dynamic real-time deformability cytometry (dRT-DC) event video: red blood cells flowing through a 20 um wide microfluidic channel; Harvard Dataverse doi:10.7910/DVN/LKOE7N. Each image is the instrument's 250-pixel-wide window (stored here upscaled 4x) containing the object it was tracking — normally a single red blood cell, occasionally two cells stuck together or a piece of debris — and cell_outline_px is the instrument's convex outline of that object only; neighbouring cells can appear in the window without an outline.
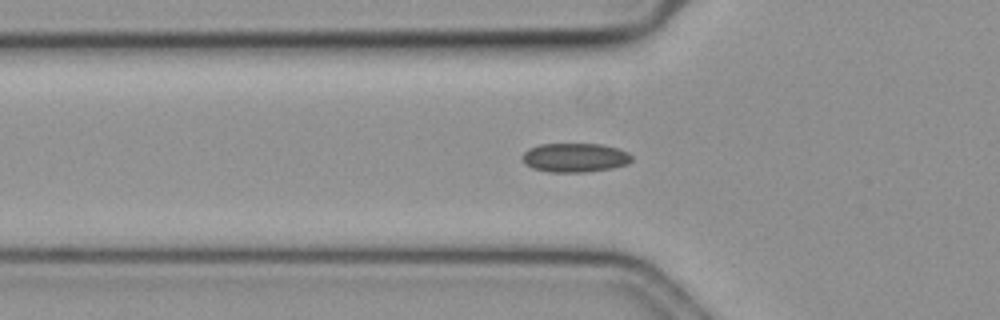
{"species": "common noctule bat (a hibernating species)", "species_latin": "Nyctalus noctula", "temperature_condition": "cold", "stored_images_in_passage": 19, "camera_frame_rate_fps": 3000, "um_per_image_px": 0.085, "animal": {"sex": "female", "body_mass_g": 19.3, "forearm_length_mm": 54.1}, "frame": {"image": 1, "passage_image": 7, "time_ms": 2.0, "image_size_px": [1000, 320], "cell_outline_px": [[632, 160], [628, 164], [612, 168], [584, 172], [548, 172], [532, 168], [524, 164], [520, 156], [528, 148], [540, 144], [600, 144], [616, 148], [628, 152], [632, 156]], "centroid_in_image_um": [48.83, 13.4], "position_along_channel_um": 77.0, "area_um2": 18.67}}
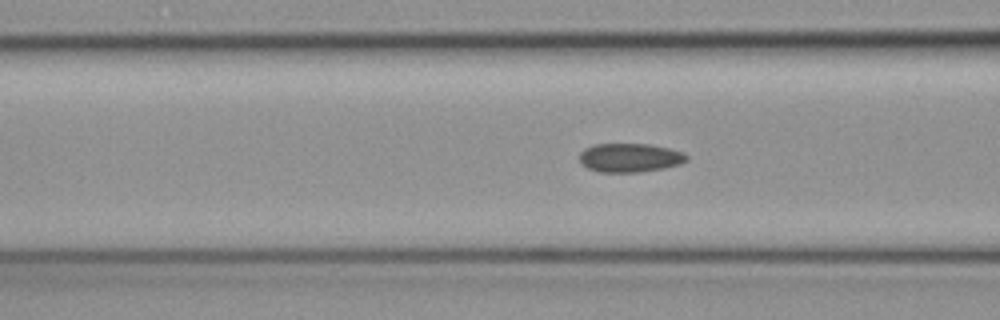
{"frame": {"image": 2, "passage_image": 10, "time_ms": 3.0, "image_size_px": [1000, 320], "cell_outline_px": [[688, 160], [680, 164], [664, 168], [640, 172], [596, 172], [580, 164], [580, 152], [584, 148], [592, 144], [648, 144], [668, 148], [680, 152], [688, 156]], "centroid_in_image_um": [53.49, 13.41], "position_along_channel_um": 113.1, "area_um2": 18.09}}
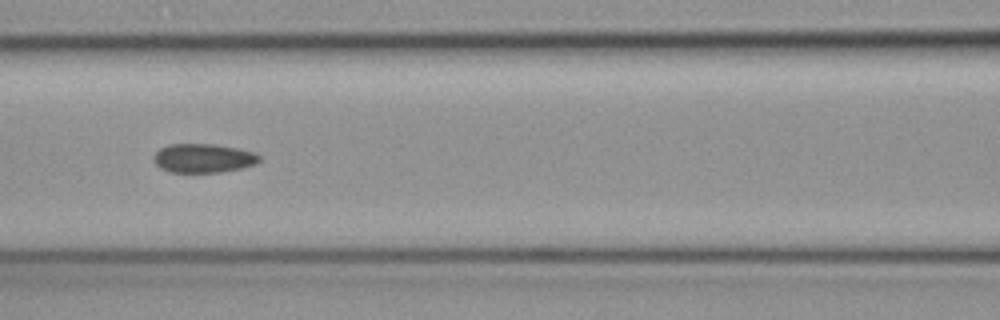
{"frame": {"image": 3, "passage_image": 13, "time_ms": 4.0, "image_size_px": [1000, 320], "cell_outline_px": [[260, 160], [256, 164], [240, 168], [220, 172], [168, 172], [160, 168], [156, 164], [156, 152], [160, 148], [168, 144], [216, 144], [236, 148], [252, 152], [260, 156]], "centroid_in_image_um": [17.29, 13.44], "position_along_channel_um": 149.3, "area_um2": 17.63}}